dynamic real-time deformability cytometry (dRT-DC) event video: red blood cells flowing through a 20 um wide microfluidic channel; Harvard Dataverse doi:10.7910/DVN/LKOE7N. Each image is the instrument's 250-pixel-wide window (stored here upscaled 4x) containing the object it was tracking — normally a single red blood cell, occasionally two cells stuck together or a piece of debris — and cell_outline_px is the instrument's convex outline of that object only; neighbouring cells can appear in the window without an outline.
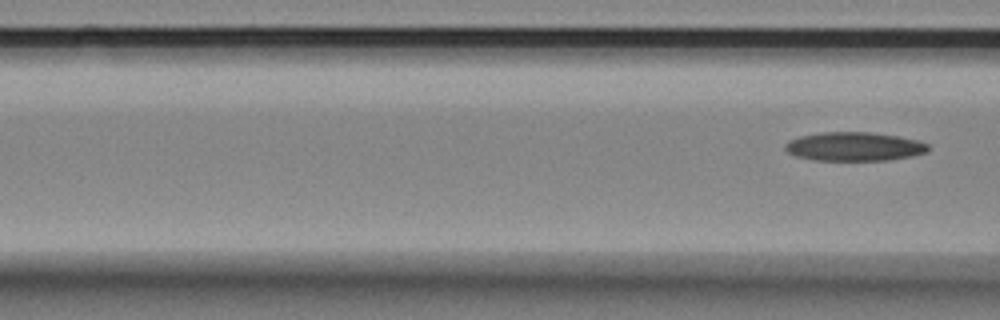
{"species": "Egyptian fruit bat (a non-hibernating species)", "species_latin": "Rousettus aegyptiacus", "temperature_condition": "room temperature", "stored_images_in_passage": 4, "segment_of_instrument_passage": [2, 2], "camera_frame_rate_fps": 3000, "um_per_image_px": 0.085, "animal": {"sex": "female"}, "frame": {"image": 1, "passage_image": 4, "time_ms": 4.333, "image_size_px": [1000, 320], "cell_outline_px": [[928, 152], [912, 156], [888, 160], [812, 160], [796, 156], [788, 152], [784, 148], [784, 144], [788, 140], [800, 136], [820, 132], [868, 132], [896, 136], [920, 140], [928, 144]], "centroid_in_image_um": [72.6, 12.45], "position_along_channel_um": 94.0, "area_um2": 24.1}}